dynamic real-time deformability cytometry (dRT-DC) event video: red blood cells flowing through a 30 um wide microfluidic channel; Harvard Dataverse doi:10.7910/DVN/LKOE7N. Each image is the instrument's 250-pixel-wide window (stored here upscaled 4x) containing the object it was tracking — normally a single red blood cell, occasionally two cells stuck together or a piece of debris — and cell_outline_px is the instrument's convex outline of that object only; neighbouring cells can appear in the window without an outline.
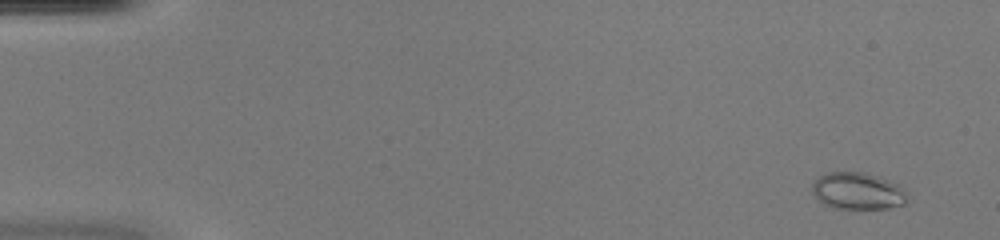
{"species": "common noctule bat (a hibernating species)", "species_latin": "Nyctalus noctula", "temperature_condition": "warm", "stored_images_in_passage": 54, "camera_frame_rate_fps": 3000, "um_per_image_px": 0.085, "animal": {"sex": "female", "body_mass_g": 20.0, "forearm_length_mm": 54.0}, "frame": {"image": 1, "passage_image": 4, "time_ms": 1.0, "image_size_px": [1000, 240], "cell_outline_px": [[908, 200], [904, 204], [888, 208], [848, 212], [832, 208], [824, 204], [812, 192], [812, 184], [820, 176], [828, 172], [864, 172], [880, 176], [900, 184]], "centroid_in_image_um": [72.92, 16.28], "position_along_channel_um": 12.1, "area_um2": 21.27}}
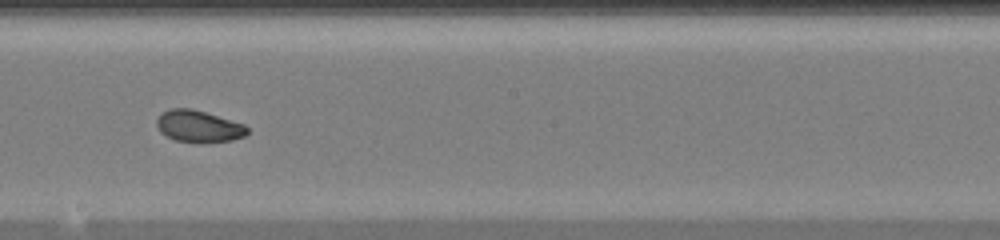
{"frame": {"image": 2, "passage_image": 31, "time_ms": 10.0, "image_size_px": [1000, 240], "cell_outline_px": [[248, 132], [244, 136], [232, 140], [200, 144], [176, 140], [160, 132], [156, 124], [156, 120], [164, 112], [172, 108], [192, 108], [244, 124], [248, 128]], "centroid_in_image_um": [16.89, 10.75], "position_along_channel_um": 231.3, "area_um2": 16.82}}
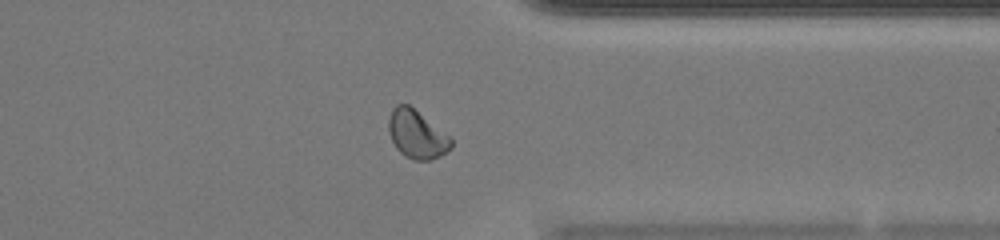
{"frame": {"image": 3, "passage_image": 42, "time_ms": 13.667, "image_size_px": [1000, 240], "cell_outline_px": [[452, 148], [448, 152], [440, 156], [428, 160], [412, 160], [404, 156], [396, 148], [388, 132], [388, 120], [392, 108], [396, 104], [408, 104], [452, 136]], "centroid_in_image_um": [35.45, 11.42], "position_along_channel_um": 376.0, "area_um2": 17.92}, "authors_computed_cell_mechanics": {"area_um2": 18.0625, "velocity_mm_per_s": 4.0354, "shape_relaxation_time_tau1_ms": 8.8518, "shape_relaxation_time_tau2_ms": 1.5526, "deformation_change_tau1": 0.195, "deformation_change_tau2": 0.0444}}